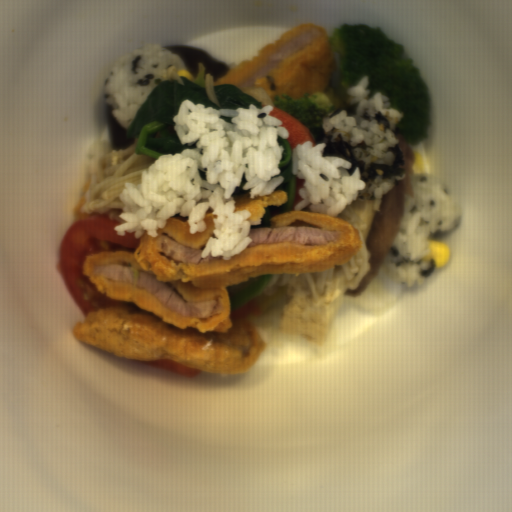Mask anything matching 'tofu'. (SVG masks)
Here are the masks:
<instances>
[{
    "mask_svg": "<svg viewBox=\"0 0 512 512\" xmlns=\"http://www.w3.org/2000/svg\"><path fill=\"white\" fill-rule=\"evenodd\" d=\"M375 214L372 199H367L358 193L357 199L336 216L352 225L360 237L364 238L366 245Z\"/></svg>",
    "mask_w": 512,
    "mask_h": 512,
    "instance_id": "obj_1",
    "label": "tofu"
}]
</instances>
